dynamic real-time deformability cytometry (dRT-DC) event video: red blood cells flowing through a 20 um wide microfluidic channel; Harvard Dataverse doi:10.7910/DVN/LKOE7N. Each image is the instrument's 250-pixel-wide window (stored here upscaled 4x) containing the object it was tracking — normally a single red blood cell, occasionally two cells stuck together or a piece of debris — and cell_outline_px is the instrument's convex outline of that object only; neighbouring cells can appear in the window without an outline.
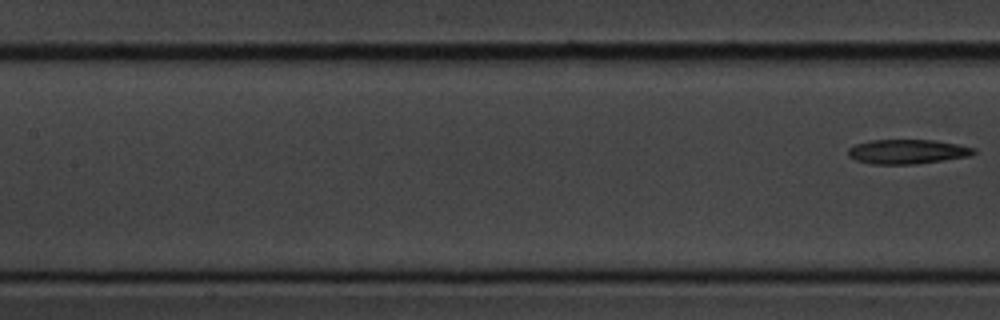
{"species": "common noctule bat (a hibernating species)", "species_latin": "Nyctalus noctula", "temperature_condition": "cold", "stored_images_in_passage": 7, "camera_frame_rate_fps": 3000, "um_per_image_px": 0.085, "animal": {"sex": "male", "body_mass_g": 20.1, "forearm_length_mm": 53.5}, "frame": {"image": 1, "passage_image": 7, "time_ms": 8.0, "image_size_px": [1000, 320], "cell_outline_px": [[976, 152], [972, 156], [916, 164], [872, 164], [856, 160], [848, 156], [848, 148], [856, 144], [872, 140], [936, 140], [976, 148]], "centroid_in_image_um": [77.15, 12.89], "position_along_channel_um": 130.2, "area_um2": 17.98}}